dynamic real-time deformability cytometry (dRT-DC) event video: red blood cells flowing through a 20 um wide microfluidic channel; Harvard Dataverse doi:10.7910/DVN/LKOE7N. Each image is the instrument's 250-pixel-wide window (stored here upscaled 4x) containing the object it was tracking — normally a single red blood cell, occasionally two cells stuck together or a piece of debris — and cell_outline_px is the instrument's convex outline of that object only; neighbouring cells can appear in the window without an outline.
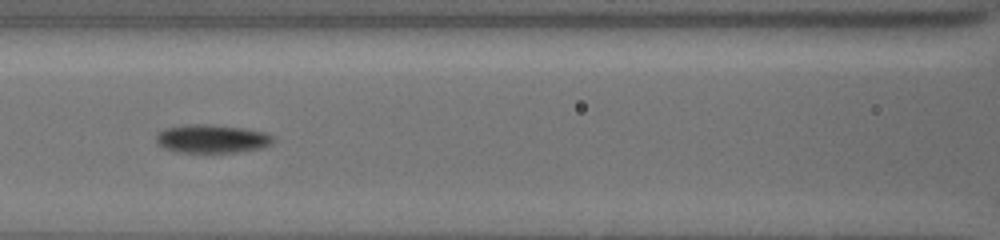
{"species": "common noctule bat (a hibernating species)", "species_latin": "Nyctalus noctula", "temperature_condition": "cold", "stored_images_in_passage": 20, "camera_frame_rate_fps": 3000, "um_per_image_px": 0.085, "animal": {"sex": "female", "body_mass_g": 19.5, "forearm_length_mm": 54.1}, "frame": {"image": 1, "passage_image": 9, "time_ms": 3.333, "image_size_px": [1000, 240], "cell_outline_px": [[272, 144], [264, 148], [236, 152], [176, 152], [164, 148], [156, 144], [156, 132], [164, 128], [188, 124], [200, 124], [244, 128], [264, 132], [272, 136]], "centroid_in_image_um": [17.96, 11.8], "position_along_channel_um": 148.6, "area_um2": 19.42}}
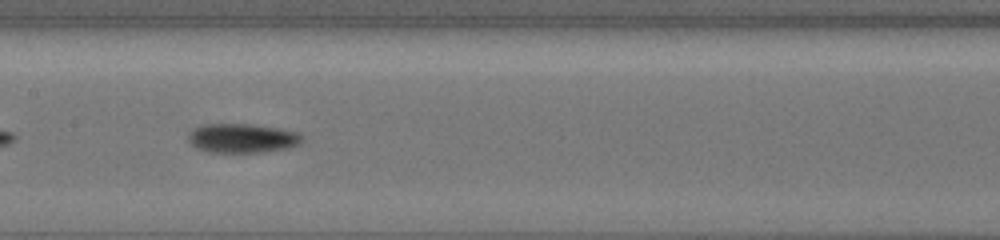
{"frame": {"image": 2, "passage_image": 12, "time_ms": 4.333, "image_size_px": [1000, 240], "cell_outline_px": [[304, 140], [300, 144], [288, 148], [260, 152], [208, 152], [196, 148], [188, 140], [188, 132], [192, 128], [200, 124], [248, 124], [276, 128], [296, 132], [304, 136]], "centroid_in_image_um": [20.56, 11.74], "position_along_channel_um": 186.8, "area_um2": 19.48}}
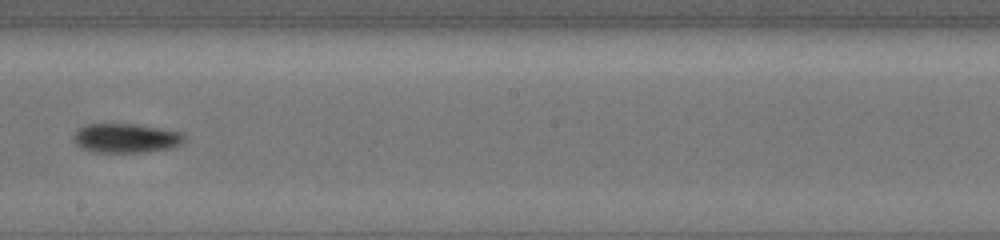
{"frame": {"image": 3, "passage_image": 15, "time_ms": 5.667, "image_size_px": [1000, 240], "cell_outline_px": [[184, 144], [172, 148], [140, 152], [96, 152], [84, 148], [76, 144], [72, 140], [72, 136], [76, 128], [84, 124], [136, 124], [184, 132]], "centroid_in_image_um": [10.7, 11.73], "position_along_channel_um": 237.5, "area_um2": 19.13}}